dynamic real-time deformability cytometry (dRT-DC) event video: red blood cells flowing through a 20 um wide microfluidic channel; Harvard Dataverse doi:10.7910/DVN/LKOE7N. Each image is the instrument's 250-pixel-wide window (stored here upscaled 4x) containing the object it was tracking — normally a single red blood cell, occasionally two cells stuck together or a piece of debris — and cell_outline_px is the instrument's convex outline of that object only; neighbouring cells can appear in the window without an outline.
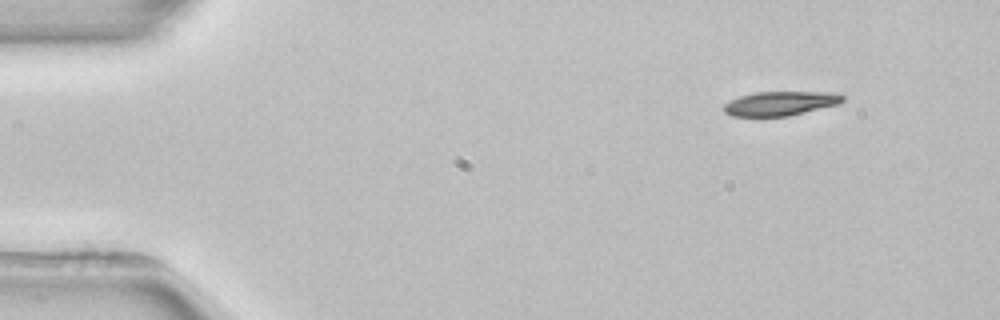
{"species": "common noctule bat (a hibernating species)", "species_latin": "Nyctalus noctula", "temperature_condition": "room temperature", "stored_images_in_passage": 4, "segment_of_instrument_passage": [1, 2], "camera_frame_rate_fps": 3000, "um_per_image_px": 0.085, "animal": {"sex": "female", "body_mass_g": 22.7, "forearm_length_mm": 54.2}, "frame": {"image": 1, "passage_image": 1, "time_ms": 0.0, "image_size_px": [1000, 320], "cell_outline_px": [[844, 100], [840, 104], [788, 116], [732, 116], [724, 112], [724, 104], [740, 96], [756, 92], [832, 92], [844, 96]], "centroid_in_image_um": [66.36, 8.79], "position_along_channel_um": 18.6, "area_um2": 16.7}}
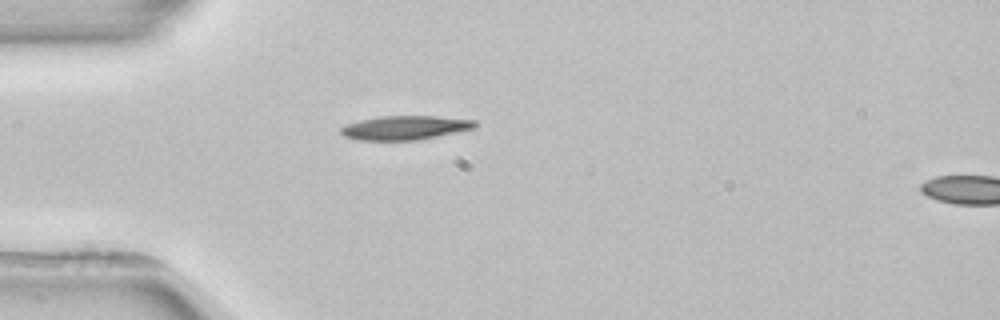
{"frame": {"image": 2, "passage_image": 3, "time_ms": 3.0, "image_size_px": [1000, 320], "cell_outline_px": [[476, 128], [420, 140], [356, 140], [344, 136], [340, 132], [340, 128], [344, 124], [360, 120], [380, 116], [436, 116], [476, 120]], "centroid_in_image_um": [34.42, 10.86], "position_along_channel_um": 50.6, "area_um2": 18.96}}